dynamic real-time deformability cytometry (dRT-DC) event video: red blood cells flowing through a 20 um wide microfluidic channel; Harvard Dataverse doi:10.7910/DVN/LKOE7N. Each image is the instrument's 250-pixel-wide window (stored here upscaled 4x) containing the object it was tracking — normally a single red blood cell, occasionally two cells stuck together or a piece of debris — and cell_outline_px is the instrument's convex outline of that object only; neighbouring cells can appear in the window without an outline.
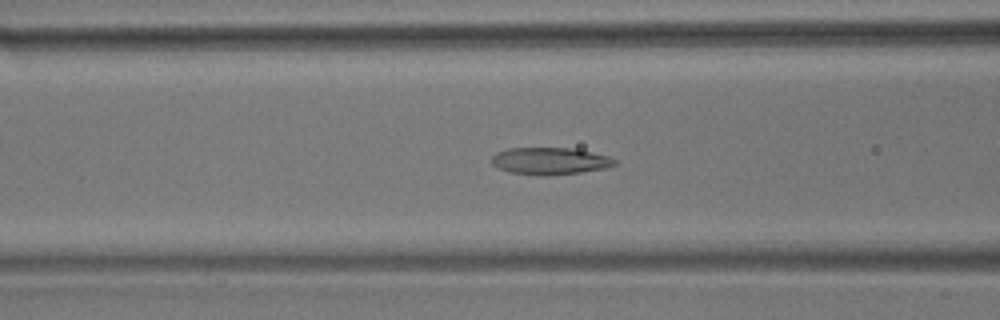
{"species": "common noctule bat (a hibernating species)", "species_latin": "Nyctalus noctula", "temperature_condition": "room temperature", "stored_images_in_passage": 52, "camera_frame_rate_fps": 3000, "um_per_image_px": 0.085, "animal": {"sex": "male", "body_mass_g": 17.9}, "frame": {"image": 1, "passage_image": 22, "time_ms": 7.0, "image_size_px": [1000, 320], "cell_outline_px": [[616, 164], [608, 168], [580, 172], [548, 176], [540, 176], [508, 172], [492, 164], [492, 156], [496, 152], [508, 148], [576, 148], [608, 156], [616, 160]], "centroid_in_image_um": [46.75, 13.69], "position_along_channel_um": 119.8, "area_um2": 19.59}}
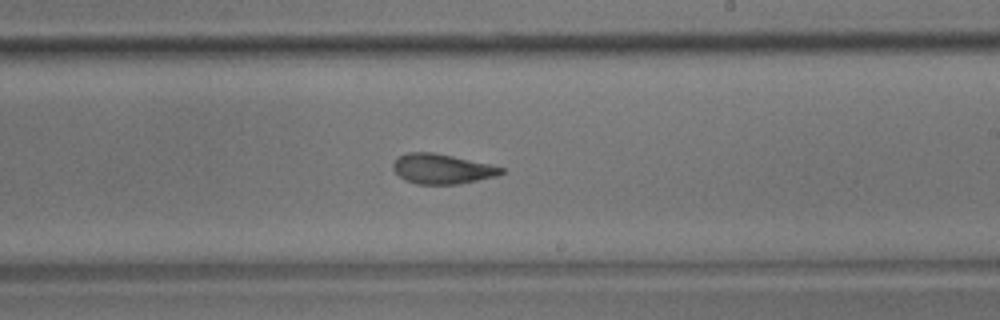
{"frame": {"image": 2, "passage_image": 33, "time_ms": 10.667, "image_size_px": [1000, 320], "cell_outline_px": [[504, 172], [496, 176], [460, 184], [416, 184], [404, 180], [392, 168], [392, 164], [400, 156], [408, 152], [432, 152], [452, 156], [488, 164], [504, 168]], "centroid_in_image_um": [37.55, 14.36], "position_along_channel_um": 251.4, "area_um2": 18.67}}
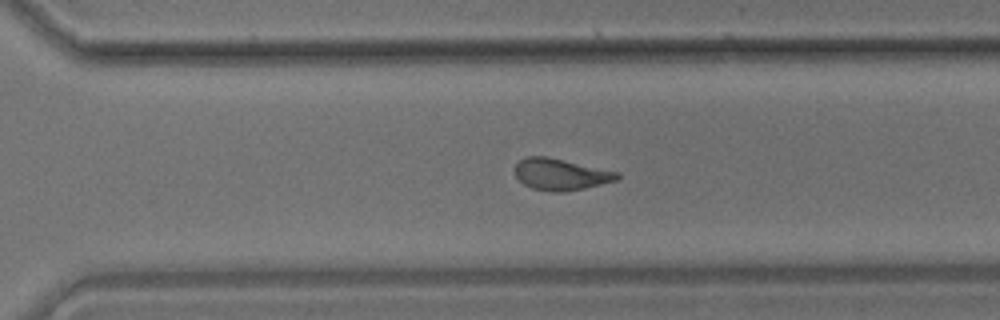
{"frame": {"image": 3, "passage_image": 39, "time_ms": 12.667, "image_size_px": [1000, 320], "cell_outline_px": [[620, 176], [616, 180], [584, 188], [564, 192], [552, 192], [532, 188], [524, 184], [516, 176], [512, 168], [520, 160], [528, 156], [548, 156], [620, 172]], "centroid_in_image_um": [47.64, 14.81], "position_along_channel_um": 323.0, "area_um2": 18.9}, "authors_computed_cell_mechanics": {"area_um2": 19.1607, "velocity_mm_per_s": 3.5907, "shape_relaxation_time_tau1_ms": 6.3643, "shape_relaxation_time_tau2_ms": 1.7003, "deformation_change_tau1": 0.174, "deformation_change_tau2": 0.0873}}